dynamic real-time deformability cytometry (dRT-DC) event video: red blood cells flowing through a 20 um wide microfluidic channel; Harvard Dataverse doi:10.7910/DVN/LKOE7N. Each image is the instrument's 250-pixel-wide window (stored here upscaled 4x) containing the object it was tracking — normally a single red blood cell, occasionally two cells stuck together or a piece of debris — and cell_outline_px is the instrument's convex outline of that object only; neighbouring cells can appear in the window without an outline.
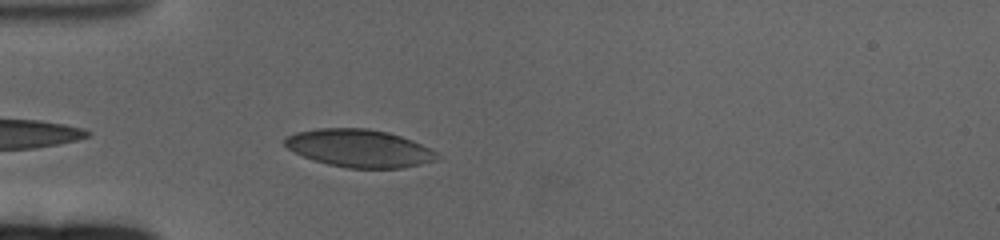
{"species": "human", "species_latin": "Homo sapiens", "temperature_condition": "cold", "stored_images_in_passage": 47, "camera_frame_rate_fps": 3000, "um_per_image_px": 0.085, "donor": {"sex": "female"}, "frame": {"image": 1, "passage_image": 3, "time_ms": 0.667, "image_size_px": [1000, 240], "cell_outline_px": [[440, 160], [400, 168], [348, 168], [328, 164], [304, 156], [288, 148], [284, 144], [284, 136], [296, 132], [316, 128], [364, 128], [388, 132], [412, 140], [432, 148], [440, 152]], "centroid_in_image_um": [30.59, 12.6], "position_along_channel_um": 54.4, "area_um2": 33.64}}
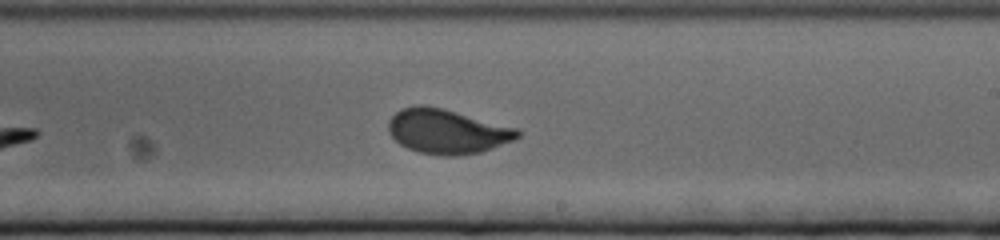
{"frame": {"image": 2, "passage_image": 22, "time_ms": 7.0, "image_size_px": [1000, 240], "cell_outline_px": [[520, 136], [512, 140], [492, 148], [480, 152], [456, 156], [440, 156], [420, 152], [408, 148], [400, 144], [388, 132], [388, 120], [400, 108], [416, 104], [424, 104], [444, 108], [520, 128]], "centroid_in_image_um": [38.0, 11.14], "position_along_channel_um": 251.0, "area_um2": 33.93}}
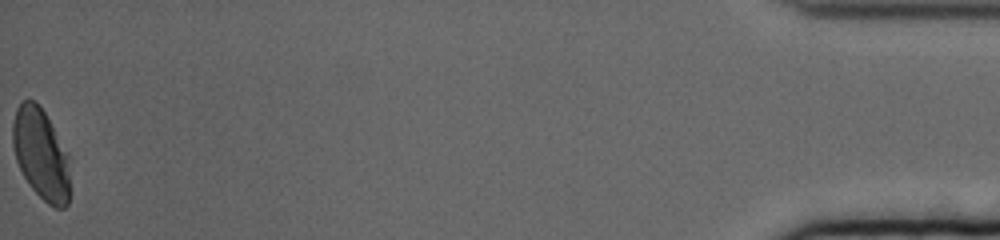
{"frame": {"image": 3, "passage_image": 47, "time_ms": 15.333, "image_size_px": [1000, 240], "cell_outline_px": [[68, 204], [64, 208], [56, 208], [48, 204], [28, 184], [16, 160], [12, 144], [12, 124], [16, 108], [20, 100], [32, 100], [40, 104], [68, 156]], "centroid_in_image_um": [3.43, 13.07], "position_along_channel_um": 431.8, "area_um2": 30.0}, "authors_computed_cell_mechanics": {"area_um2": 32.4836, "velocity_mm_per_s": 3.2577, "shape_relaxation_time_tau1_ms": 3.6719, "shape_relaxation_time_tau2_ms": null, "deformation_change_tau1": 0.126, "deformation_change_tau2": null}}